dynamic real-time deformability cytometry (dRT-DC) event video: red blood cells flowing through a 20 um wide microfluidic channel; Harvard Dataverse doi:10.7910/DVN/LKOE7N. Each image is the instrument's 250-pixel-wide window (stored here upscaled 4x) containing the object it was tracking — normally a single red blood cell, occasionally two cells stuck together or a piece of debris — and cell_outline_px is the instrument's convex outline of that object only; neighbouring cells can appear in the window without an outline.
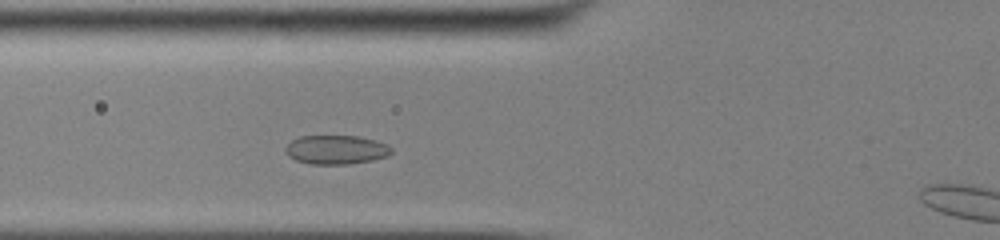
{"species": "common noctule bat (a hibernating species)", "species_latin": "Nyctalus noctula", "temperature_condition": "cold", "stored_images_in_passage": 36, "camera_frame_rate_fps": 3000, "um_per_image_px": 0.085, "animal": {"sex": "male", "body_mass_g": 13.0, "forearm_length_mm": 53.1}, "frame": {"image": 1, "passage_image": 8, "time_ms": 2.333, "image_size_px": [1000, 240], "cell_outline_px": [[392, 152], [388, 156], [372, 160], [348, 164], [308, 164], [296, 160], [288, 156], [284, 148], [292, 140], [300, 136], [356, 136], [376, 140], [388, 144], [392, 148]], "centroid_in_image_um": [28.58, 12.72], "position_along_channel_um": 97.2, "area_um2": 17.98}}
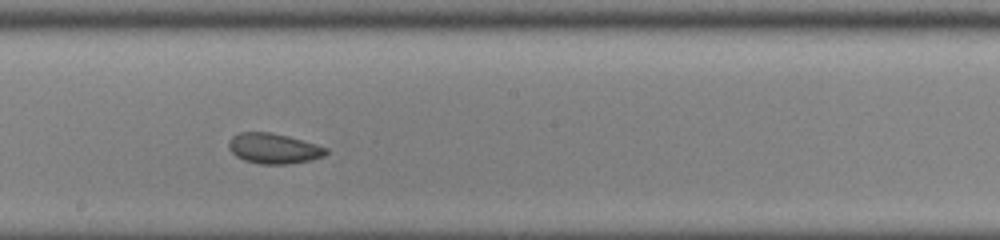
{"frame": {"image": 2, "passage_image": 18, "time_ms": 5.667, "image_size_px": [1000, 240], "cell_outline_px": [[328, 152], [324, 156], [308, 160], [288, 164], [260, 164], [244, 160], [236, 156], [228, 148], [228, 144], [232, 136], [240, 132], [268, 132], [288, 136], [316, 144], [328, 148]], "centroid_in_image_um": [23.25, 12.62], "position_along_channel_um": 225.0, "area_um2": 17.11}}
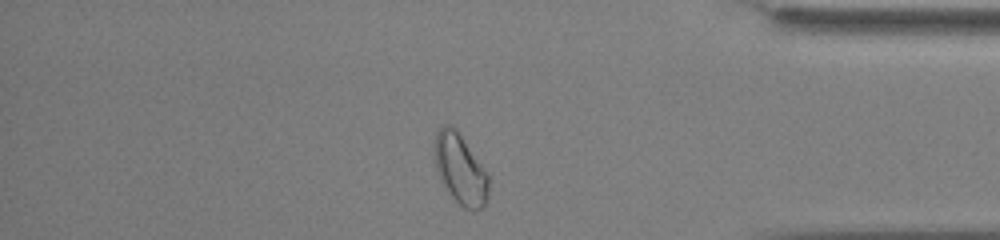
{"frame": {"image": 3, "passage_image": 33, "time_ms": 10.667, "image_size_px": [1000, 240], "cell_outline_px": [[488, 196], [484, 208], [464, 208], [448, 192], [440, 180], [436, 168], [436, 132], [444, 124], [448, 124], [456, 128], [460, 132], [488, 176]], "centroid_in_image_um": [39.13, 14.36], "position_along_channel_um": 396.1, "area_um2": 21.62}}